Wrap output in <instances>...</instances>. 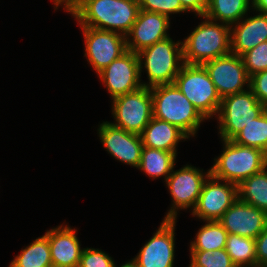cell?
Listing matches in <instances>:
<instances>
[{
    "instance_id": "9a60e30c",
    "label": "cell",
    "mask_w": 267,
    "mask_h": 267,
    "mask_svg": "<svg viewBox=\"0 0 267 267\" xmlns=\"http://www.w3.org/2000/svg\"><path fill=\"white\" fill-rule=\"evenodd\" d=\"M169 20L166 15L140 10L131 30L125 36L127 50L139 53L156 42L168 38Z\"/></svg>"
},
{
    "instance_id": "7a4b0ae2",
    "label": "cell",
    "mask_w": 267,
    "mask_h": 267,
    "mask_svg": "<svg viewBox=\"0 0 267 267\" xmlns=\"http://www.w3.org/2000/svg\"><path fill=\"white\" fill-rule=\"evenodd\" d=\"M153 117L164 120L195 136L200 123L206 120L194 105L173 84L151 87Z\"/></svg>"
},
{
    "instance_id": "d6986e66",
    "label": "cell",
    "mask_w": 267,
    "mask_h": 267,
    "mask_svg": "<svg viewBox=\"0 0 267 267\" xmlns=\"http://www.w3.org/2000/svg\"><path fill=\"white\" fill-rule=\"evenodd\" d=\"M243 19L230 28L231 53L240 57L267 41V15L259 13Z\"/></svg>"
},
{
    "instance_id": "f546056e",
    "label": "cell",
    "mask_w": 267,
    "mask_h": 267,
    "mask_svg": "<svg viewBox=\"0 0 267 267\" xmlns=\"http://www.w3.org/2000/svg\"><path fill=\"white\" fill-rule=\"evenodd\" d=\"M140 10L166 15L186 12L179 0H139Z\"/></svg>"
},
{
    "instance_id": "8d00e7d4",
    "label": "cell",
    "mask_w": 267,
    "mask_h": 267,
    "mask_svg": "<svg viewBox=\"0 0 267 267\" xmlns=\"http://www.w3.org/2000/svg\"><path fill=\"white\" fill-rule=\"evenodd\" d=\"M116 267V265H115ZM121 267H138L137 263L132 259L131 261H128L127 263L121 265Z\"/></svg>"
},
{
    "instance_id": "52a82bcc",
    "label": "cell",
    "mask_w": 267,
    "mask_h": 267,
    "mask_svg": "<svg viewBox=\"0 0 267 267\" xmlns=\"http://www.w3.org/2000/svg\"><path fill=\"white\" fill-rule=\"evenodd\" d=\"M264 110L265 106L250 88L222 98L217 114L221 140H232L246 124L261 116Z\"/></svg>"
},
{
    "instance_id": "7402d4cb",
    "label": "cell",
    "mask_w": 267,
    "mask_h": 267,
    "mask_svg": "<svg viewBox=\"0 0 267 267\" xmlns=\"http://www.w3.org/2000/svg\"><path fill=\"white\" fill-rule=\"evenodd\" d=\"M176 154L174 152L144 147L141 151V161L138 169L154 178L165 176V180L172 173L175 166Z\"/></svg>"
},
{
    "instance_id": "7c38bea8",
    "label": "cell",
    "mask_w": 267,
    "mask_h": 267,
    "mask_svg": "<svg viewBox=\"0 0 267 267\" xmlns=\"http://www.w3.org/2000/svg\"><path fill=\"white\" fill-rule=\"evenodd\" d=\"M139 65L138 54L127 50L97 74L112 99L142 87Z\"/></svg>"
},
{
    "instance_id": "d6a6232c",
    "label": "cell",
    "mask_w": 267,
    "mask_h": 267,
    "mask_svg": "<svg viewBox=\"0 0 267 267\" xmlns=\"http://www.w3.org/2000/svg\"><path fill=\"white\" fill-rule=\"evenodd\" d=\"M257 267H267V227L255 239Z\"/></svg>"
},
{
    "instance_id": "603a6c76",
    "label": "cell",
    "mask_w": 267,
    "mask_h": 267,
    "mask_svg": "<svg viewBox=\"0 0 267 267\" xmlns=\"http://www.w3.org/2000/svg\"><path fill=\"white\" fill-rule=\"evenodd\" d=\"M267 167L237 185L238 199L267 213Z\"/></svg>"
},
{
    "instance_id": "30bf717a",
    "label": "cell",
    "mask_w": 267,
    "mask_h": 267,
    "mask_svg": "<svg viewBox=\"0 0 267 267\" xmlns=\"http://www.w3.org/2000/svg\"><path fill=\"white\" fill-rule=\"evenodd\" d=\"M213 177L205 180L192 215L203 221H219L238 199L237 185Z\"/></svg>"
},
{
    "instance_id": "e0dca14e",
    "label": "cell",
    "mask_w": 267,
    "mask_h": 267,
    "mask_svg": "<svg viewBox=\"0 0 267 267\" xmlns=\"http://www.w3.org/2000/svg\"><path fill=\"white\" fill-rule=\"evenodd\" d=\"M219 222L228 234L256 239L267 227V213L237 199Z\"/></svg>"
},
{
    "instance_id": "8fae6325",
    "label": "cell",
    "mask_w": 267,
    "mask_h": 267,
    "mask_svg": "<svg viewBox=\"0 0 267 267\" xmlns=\"http://www.w3.org/2000/svg\"><path fill=\"white\" fill-rule=\"evenodd\" d=\"M85 39V56L98 74L127 51L125 36L92 27L80 26Z\"/></svg>"
},
{
    "instance_id": "d4e9b609",
    "label": "cell",
    "mask_w": 267,
    "mask_h": 267,
    "mask_svg": "<svg viewBox=\"0 0 267 267\" xmlns=\"http://www.w3.org/2000/svg\"><path fill=\"white\" fill-rule=\"evenodd\" d=\"M225 250L236 267H257L255 239L228 234Z\"/></svg>"
},
{
    "instance_id": "44dd1931",
    "label": "cell",
    "mask_w": 267,
    "mask_h": 267,
    "mask_svg": "<svg viewBox=\"0 0 267 267\" xmlns=\"http://www.w3.org/2000/svg\"><path fill=\"white\" fill-rule=\"evenodd\" d=\"M250 0H207L204 17L233 27V24L244 18L249 11Z\"/></svg>"
},
{
    "instance_id": "6da1fadb",
    "label": "cell",
    "mask_w": 267,
    "mask_h": 267,
    "mask_svg": "<svg viewBox=\"0 0 267 267\" xmlns=\"http://www.w3.org/2000/svg\"><path fill=\"white\" fill-rule=\"evenodd\" d=\"M140 11L139 0H78L67 12L80 26L126 36Z\"/></svg>"
},
{
    "instance_id": "484cf974",
    "label": "cell",
    "mask_w": 267,
    "mask_h": 267,
    "mask_svg": "<svg viewBox=\"0 0 267 267\" xmlns=\"http://www.w3.org/2000/svg\"><path fill=\"white\" fill-rule=\"evenodd\" d=\"M228 232L219 221H206L196 238L191 242L190 250L215 251L225 249Z\"/></svg>"
},
{
    "instance_id": "f1b7e54d",
    "label": "cell",
    "mask_w": 267,
    "mask_h": 267,
    "mask_svg": "<svg viewBox=\"0 0 267 267\" xmlns=\"http://www.w3.org/2000/svg\"><path fill=\"white\" fill-rule=\"evenodd\" d=\"M241 57L249 77L267 70V41L257 45Z\"/></svg>"
},
{
    "instance_id": "4fadbf2b",
    "label": "cell",
    "mask_w": 267,
    "mask_h": 267,
    "mask_svg": "<svg viewBox=\"0 0 267 267\" xmlns=\"http://www.w3.org/2000/svg\"><path fill=\"white\" fill-rule=\"evenodd\" d=\"M222 98L245 91V84L249 88L250 77L246 72L242 57L230 53L207 61L203 64Z\"/></svg>"
},
{
    "instance_id": "e575fe53",
    "label": "cell",
    "mask_w": 267,
    "mask_h": 267,
    "mask_svg": "<svg viewBox=\"0 0 267 267\" xmlns=\"http://www.w3.org/2000/svg\"><path fill=\"white\" fill-rule=\"evenodd\" d=\"M252 9L267 15V0H251Z\"/></svg>"
},
{
    "instance_id": "83f0119b",
    "label": "cell",
    "mask_w": 267,
    "mask_h": 267,
    "mask_svg": "<svg viewBox=\"0 0 267 267\" xmlns=\"http://www.w3.org/2000/svg\"><path fill=\"white\" fill-rule=\"evenodd\" d=\"M189 267H236L225 249L215 251L190 250Z\"/></svg>"
},
{
    "instance_id": "8992f818",
    "label": "cell",
    "mask_w": 267,
    "mask_h": 267,
    "mask_svg": "<svg viewBox=\"0 0 267 267\" xmlns=\"http://www.w3.org/2000/svg\"><path fill=\"white\" fill-rule=\"evenodd\" d=\"M174 84L206 120L217 116L221 97L203 65L184 64Z\"/></svg>"
},
{
    "instance_id": "1f68e13d",
    "label": "cell",
    "mask_w": 267,
    "mask_h": 267,
    "mask_svg": "<svg viewBox=\"0 0 267 267\" xmlns=\"http://www.w3.org/2000/svg\"><path fill=\"white\" fill-rule=\"evenodd\" d=\"M249 88L257 97L258 101L267 106V70L250 76Z\"/></svg>"
},
{
    "instance_id": "9c48e42d",
    "label": "cell",
    "mask_w": 267,
    "mask_h": 267,
    "mask_svg": "<svg viewBox=\"0 0 267 267\" xmlns=\"http://www.w3.org/2000/svg\"><path fill=\"white\" fill-rule=\"evenodd\" d=\"M203 173L200 169L186 165L173 171L165 180L173 204L164 219L176 220L178 209L195 208L205 180L210 175V169ZM192 206V207H191Z\"/></svg>"
},
{
    "instance_id": "5b68a950",
    "label": "cell",
    "mask_w": 267,
    "mask_h": 267,
    "mask_svg": "<svg viewBox=\"0 0 267 267\" xmlns=\"http://www.w3.org/2000/svg\"><path fill=\"white\" fill-rule=\"evenodd\" d=\"M137 54L140 64V77L142 69L145 67L144 69L147 71L149 79V83L142 82V86L148 88L173 84L176 76L185 64L182 42L178 41L175 43L170 37L156 42Z\"/></svg>"
},
{
    "instance_id": "4316f807",
    "label": "cell",
    "mask_w": 267,
    "mask_h": 267,
    "mask_svg": "<svg viewBox=\"0 0 267 267\" xmlns=\"http://www.w3.org/2000/svg\"><path fill=\"white\" fill-rule=\"evenodd\" d=\"M232 141L243 146L258 148L267 154V115L265 112L246 124Z\"/></svg>"
},
{
    "instance_id": "ffe728a7",
    "label": "cell",
    "mask_w": 267,
    "mask_h": 267,
    "mask_svg": "<svg viewBox=\"0 0 267 267\" xmlns=\"http://www.w3.org/2000/svg\"><path fill=\"white\" fill-rule=\"evenodd\" d=\"M140 137L144 147L174 152L176 155L178 142L189 138L178 127L155 117L151 118Z\"/></svg>"
},
{
    "instance_id": "4dcf8cb0",
    "label": "cell",
    "mask_w": 267,
    "mask_h": 267,
    "mask_svg": "<svg viewBox=\"0 0 267 267\" xmlns=\"http://www.w3.org/2000/svg\"><path fill=\"white\" fill-rule=\"evenodd\" d=\"M78 267H115V263L112 257L99 249L84 248Z\"/></svg>"
},
{
    "instance_id": "3957f363",
    "label": "cell",
    "mask_w": 267,
    "mask_h": 267,
    "mask_svg": "<svg viewBox=\"0 0 267 267\" xmlns=\"http://www.w3.org/2000/svg\"><path fill=\"white\" fill-rule=\"evenodd\" d=\"M191 34L182 42L185 64L203 65L231 53L230 25L217 23L204 16Z\"/></svg>"
},
{
    "instance_id": "74e56055",
    "label": "cell",
    "mask_w": 267,
    "mask_h": 267,
    "mask_svg": "<svg viewBox=\"0 0 267 267\" xmlns=\"http://www.w3.org/2000/svg\"><path fill=\"white\" fill-rule=\"evenodd\" d=\"M265 114L267 115V106H265V110H264Z\"/></svg>"
},
{
    "instance_id": "2e32d148",
    "label": "cell",
    "mask_w": 267,
    "mask_h": 267,
    "mask_svg": "<svg viewBox=\"0 0 267 267\" xmlns=\"http://www.w3.org/2000/svg\"><path fill=\"white\" fill-rule=\"evenodd\" d=\"M98 133L106 151L115 159L139 167L143 148L140 135L115 127L107 121L100 124Z\"/></svg>"
},
{
    "instance_id": "277c9868",
    "label": "cell",
    "mask_w": 267,
    "mask_h": 267,
    "mask_svg": "<svg viewBox=\"0 0 267 267\" xmlns=\"http://www.w3.org/2000/svg\"><path fill=\"white\" fill-rule=\"evenodd\" d=\"M223 151L210 169V174L238 185L241 181L267 167V154L254 147L243 146L232 140H222Z\"/></svg>"
},
{
    "instance_id": "5bb4252c",
    "label": "cell",
    "mask_w": 267,
    "mask_h": 267,
    "mask_svg": "<svg viewBox=\"0 0 267 267\" xmlns=\"http://www.w3.org/2000/svg\"><path fill=\"white\" fill-rule=\"evenodd\" d=\"M176 220L163 219L152 238L133 260L138 267H173Z\"/></svg>"
},
{
    "instance_id": "836d02e7",
    "label": "cell",
    "mask_w": 267,
    "mask_h": 267,
    "mask_svg": "<svg viewBox=\"0 0 267 267\" xmlns=\"http://www.w3.org/2000/svg\"><path fill=\"white\" fill-rule=\"evenodd\" d=\"M185 11H193L199 17L204 16L207 8V0H179Z\"/></svg>"
},
{
    "instance_id": "ac0fdd59",
    "label": "cell",
    "mask_w": 267,
    "mask_h": 267,
    "mask_svg": "<svg viewBox=\"0 0 267 267\" xmlns=\"http://www.w3.org/2000/svg\"><path fill=\"white\" fill-rule=\"evenodd\" d=\"M49 240L53 267H78L81 258V245L76 237V229L60 225L44 234Z\"/></svg>"
},
{
    "instance_id": "ba28073f",
    "label": "cell",
    "mask_w": 267,
    "mask_h": 267,
    "mask_svg": "<svg viewBox=\"0 0 267 267\" xmlns=\"http://www.w3.org/2000/svg\"><path fill=\"white\" fill-rule=\"evenodd\" d=\"M112 114L115 127L140 135L153 117L151 89L142 86L140 89L115 97Z\"/></svg>"
},
{
    "instance_id": "cb8c5ba5",
    "label": "cell",
    "mask_w": 267,
    "mask_h": 267,
    "mask_svg": "<svg viewBox=\"0 0 267 267\" xmlns=\"http://www.w3.org/2000/svg\"><path fill=\"white\" fill-rule=\"evenodd\" d=\"M9 267H53L48 238L45 235L36 238L30 245L22 249Z\"/></svg>"
},
{
    "instance_id": "d590c367",
    "label": "cell",
    "mask_w": 267,
    "mask_h": 267,
    "mask_svg": "<svg viewBox=\"0 0 267 267\" xmlns=\"http://www.w3.org/2000/svg\"><path fill=\"white\" fill-rule=\"evenodd\" d=\"M55 5V10L60 5H64V9L68 11L78 0H53Z\"/></svg>"
}]
</instances>
